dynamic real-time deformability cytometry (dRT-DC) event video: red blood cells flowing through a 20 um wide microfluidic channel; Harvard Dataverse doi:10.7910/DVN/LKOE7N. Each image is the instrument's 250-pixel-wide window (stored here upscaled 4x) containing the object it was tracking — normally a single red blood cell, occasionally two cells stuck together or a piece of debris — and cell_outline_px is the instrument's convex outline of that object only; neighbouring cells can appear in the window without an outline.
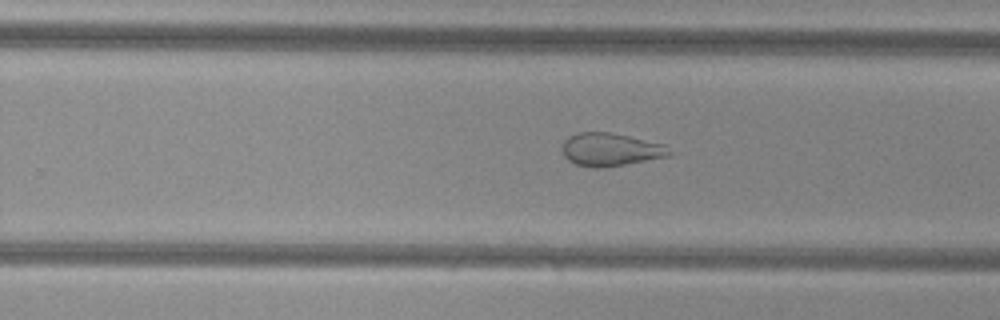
{"species": "common noctule bat (a hibernating species)", "species_latin": "Nyctalus noctula", "temperature_condition": "cold", "stored_images_in_passage": 25, "camera_frame_rate_fps": 3000, "um_per_image_px": 0.085, "animal": {"sex": "female", "body_mass_g": 29.2, "forearm_length_mm": 56.3}, "frame": {"image": 1, "passage_image": 22, "time_ms": 7.0, "image_size_px": [1000, 320], "cell_outline_px": [[672, 152], [668, 156], [604, 168], [592, 168], [576, 164], [568, 160], [564, 156], [564, 140], [568, 136], [576, 132], [608, 132], [628, 136], [664, 144]], "centroid_in_image_um": [51.87, 12.71], "position_along_channel_um": 277.9, "area_um2": 20.46}}